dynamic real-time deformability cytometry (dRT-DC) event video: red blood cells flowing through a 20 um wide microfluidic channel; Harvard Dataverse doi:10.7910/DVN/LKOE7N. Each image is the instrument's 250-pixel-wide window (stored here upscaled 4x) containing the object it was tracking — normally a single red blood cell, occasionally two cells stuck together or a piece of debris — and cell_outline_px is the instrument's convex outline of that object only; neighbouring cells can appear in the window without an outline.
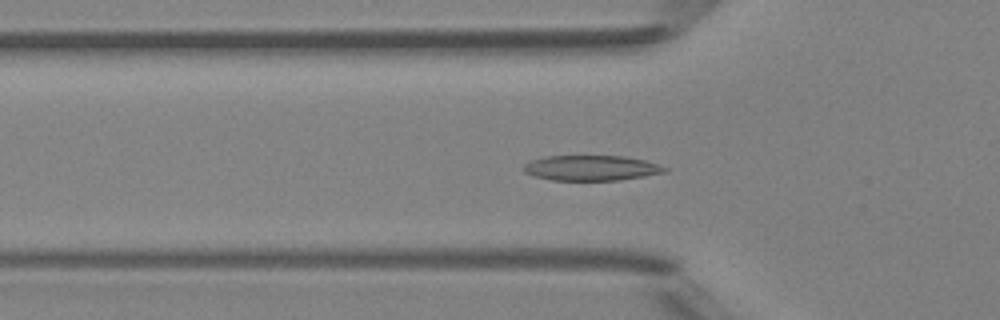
{"species": "Egyptian fruit bat (a non-hibernating species)", "species_latin": "Rousettus aegyptiacus", "temperature_condition": "room temperature", "stored_images_in_passage": 49, "camera_frame_rate_fps": 3000, "um_per_image_px": 0.085, "animal": {"sex": "female"}, "frame": {"image": 1, "passage_image": 16, "time_ms": 5.0, "image_size_px": [1000, 320], "cell_outline_px": [[668, 172], [620, 180], [552, 180], [536, 176], [524, 172], [524, 164], [532, 160], [544, 156], [624, 156], [644, 160], [668, 168]], "centroid_in_image_um": [50.27, 14.27], "position_along_channel_um": 75.5, "area_um2": 20.63}}
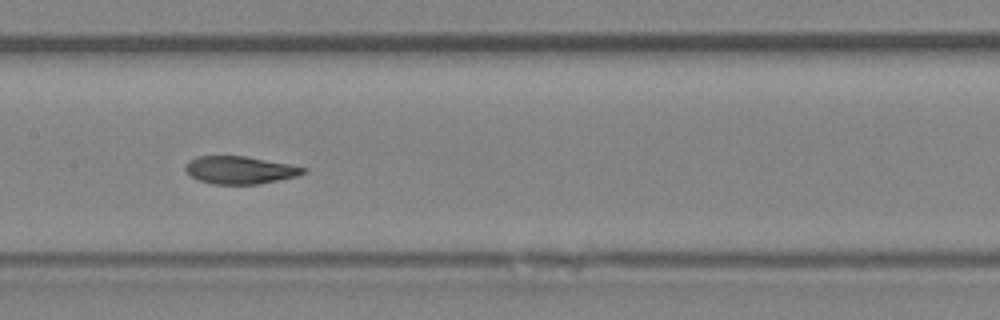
{"frame": {"image": 2, "passage_image": 24, "time_ms": 7.667, "image_size_px": [1000, 320], "cell_outline_px": [[308, 168], [304, 172], [296, 176], [256, 184], [212, 184], [196, 180], [184, 168], [188, 160], [196, 156], [248, 156]], "centroid_in_image_um": [20.34, 14.44], "position_along_channel_um": 187.1, "area_um2": 18.9}}
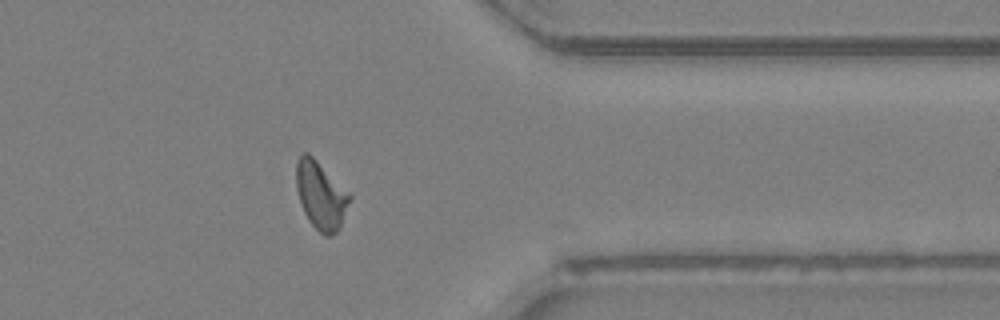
{"frame": {"image": 3, "passage_image": 39, "time_ms": 12.667, "image_size_px": [1000, 320], "cell_outline_px": [[352, 196], [340, 228], [332, 236], [324, 236], [308, 220], [304, 212], [296, 188], [296, 160], [300, 152], [308, 152]], "centroid_in_image_um": [27.25, 16.6], "position_along_channel_um": 384.1, "area_um2": 20.98}, "authors_computed_cell_mechanics": {"area_um2": 20.1722, "velocity_mm_per_s": 4.1939, "shape_relaxation_time_tau1_ms": 4.8698, "shape_relaxation_time_tau2_ms": 1.2, "deformation_change_tau1": 0.1817, "deformation_change_tau2": 0.0764}}